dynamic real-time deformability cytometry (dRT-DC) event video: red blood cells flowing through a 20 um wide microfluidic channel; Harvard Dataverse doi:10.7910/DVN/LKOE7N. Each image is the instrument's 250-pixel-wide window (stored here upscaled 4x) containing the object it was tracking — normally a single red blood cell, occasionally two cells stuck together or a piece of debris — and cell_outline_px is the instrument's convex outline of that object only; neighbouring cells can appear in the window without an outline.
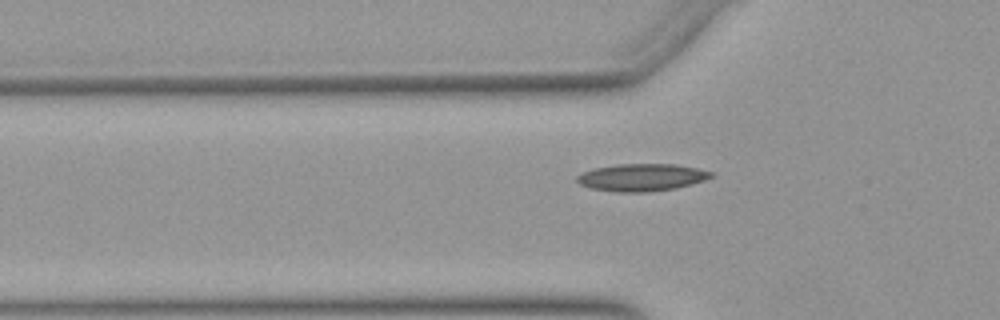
{"species": "Egyptian fruit bat (a non-hibernating species)", "species_latin": "Rousettus aegyptiacus", "temperature_condition": "warm", "stored_images_in_passage": 53, "camera_frame_rate_fps": 3000, "um_per_image_px": 0.085, "animal": {"sex": "female"}, "frame": {"image": 1, "passage_image": 18, "time_ms": 5.667, "image_size_px": [1000, 320], "cell_outline_px": [[716, 176], [704, 180], [676, 188], [648, 192], [616, 192], [592, 188], [580, 184], [576, 180], [576, 176], [592, 168], [616, 164], [676, 164], [696, 168], [712, 172]], "centroid_in_image_um": [54.54, 15.07], "position_along_channel_um": 71.3, "area_um2": 21.39}}
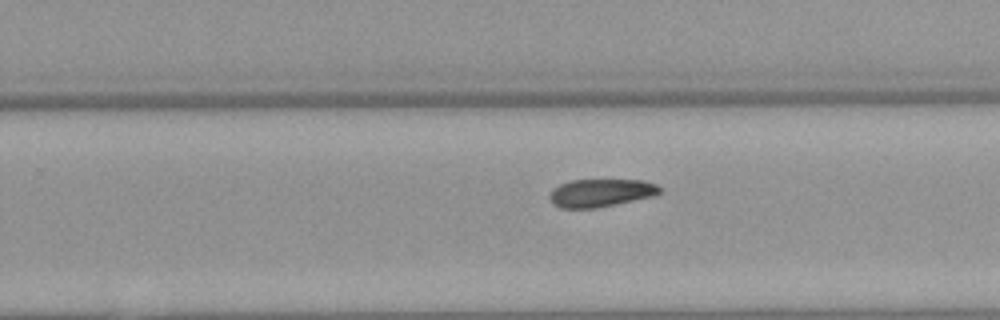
{"frame": {"image": 2, "passage_image": 34, "time_ms": 11.0, "image_size_px": [1000, 320], "cell_outline_px": [[660, 192], [656, 196], [596, 208], [560, 208], [552, 204], [548, 196], [552, 188], [560, 184], [572, 180], [644, 180], [656, 184], [660, 188]], "centroid_in_image_um": [51.05, 16.4], "position_along_channel_um": 278.8, "area_um2": 18.09}}
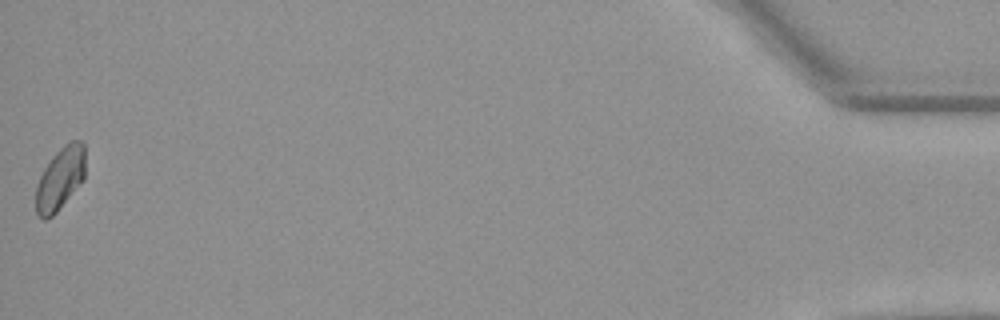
{"frame": {"image": 3, "passage_image": 53, "time_ms": 17.333, "image_size_px": [1000, 320], "cell_outline_px": [[84, 180], [56, 212], [52, 216], [44, 220], [36, 212], [36, 184], [44, 168], [52, 156], [64, 144], [72, 140], [80, 140], [84, 144]], "centroid_in_image_um": [5.11, 15.16], "position_along_channel_um": 430.1, "area_um2": 17.98}, "authors_computed_cell_mechanics": {"area_um2": 18.496, "velocity_mm_per_s": 3.8945, "shape_relaxation_time_tau1_ms": 5.0909, "shape_relaxation_time_tau2_ms": 7.7166, "deformation_change_tau1": 0.1253, "deformation_change_tau2": 0.1164}}